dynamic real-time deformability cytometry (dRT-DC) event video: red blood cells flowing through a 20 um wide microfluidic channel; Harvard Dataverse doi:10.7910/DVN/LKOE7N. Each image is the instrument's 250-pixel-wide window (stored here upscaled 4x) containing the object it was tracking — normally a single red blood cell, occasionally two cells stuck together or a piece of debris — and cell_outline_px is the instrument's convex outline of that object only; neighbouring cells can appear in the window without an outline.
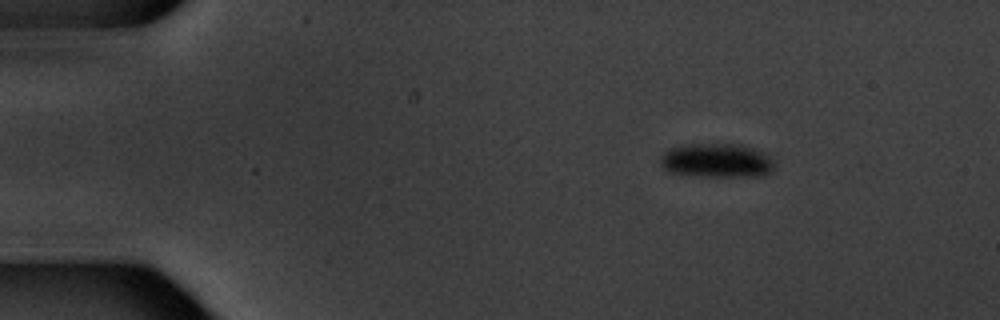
{"species": "common noctule bat (a hibernating species)", "species_latin": "Nyctalus noctula", "temperature_condition": "warm", "stored_images_in_passage": 6, "camera_frame_rate_fps": 3000, "um_per_image_px": 0.085, "animal": {"sex": "male", "body_mass_g": 20.1, "forearm_length_mm": 53.5}, "frame": {"image": 1, "passage_image": 1, "time_ms": 0.0, "image_size_px": [1000, 320], "cell_outline_px": [[776, 168], [772, 172], [764, 176], [700, 176], [668, 172], [660, 164], [660, 156], [664, 152], [672, 148], [688, 144], [740, 144], [768, 152], [776, 160]], "centroid_in_image_um": [61.03, 13.65], "position_along_channel_um": 24.0, "area_um2": 23.24}}
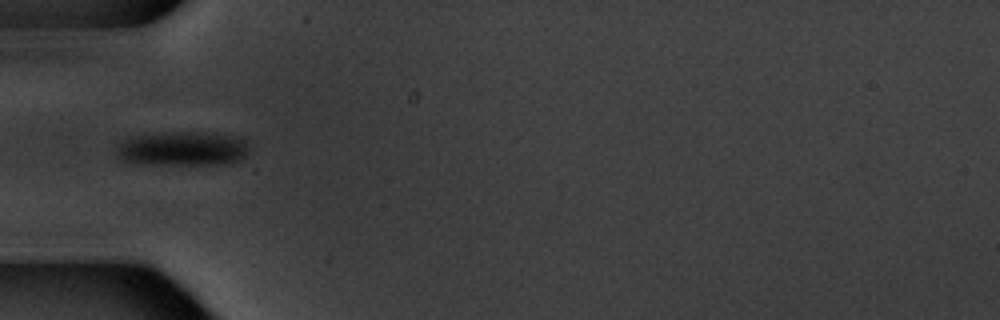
{"frame": {"image": 2, "passage_image": 4, "time_ms": 3.667, "image_size_px": [1000, 320], "cell_outline_px": [[248, 152], [240, 160], [232, 164], [160, 164], [124, 160], [116, 152], [116, 148], [128, 136], [156, 132], [216, 132], [240, 136], [248, 144]], "centroid_in_image_um": [15.6, 12.6], "position_along_channel_um": 69.4, "area_um2": 26.88}}